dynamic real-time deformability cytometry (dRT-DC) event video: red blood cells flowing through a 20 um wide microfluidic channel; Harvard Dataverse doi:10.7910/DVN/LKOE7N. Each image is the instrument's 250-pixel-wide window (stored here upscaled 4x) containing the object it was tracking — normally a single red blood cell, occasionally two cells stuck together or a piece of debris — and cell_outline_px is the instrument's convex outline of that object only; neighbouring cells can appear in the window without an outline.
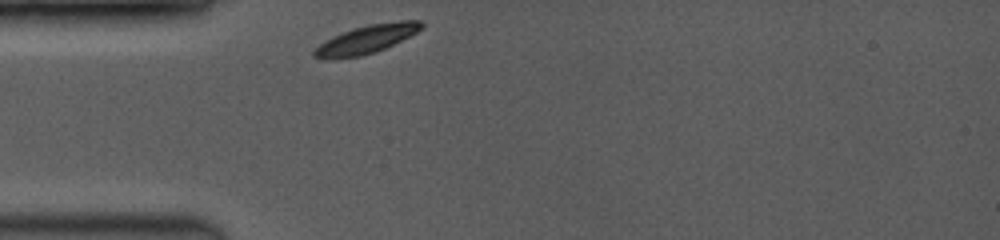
{"species": "common noctule bat (a hibernating species)", "species_latin": "Nyctalus noctula", "temperature_condition": "room temperature", "stored_images_in_passage": 26, "camera_frame_rate_fps": 3500, "um_per_image_px": 0.085, "animal": {"sex": "female", "body_mass_g": 19.0, "forearm_length_mm": 53.3}, "frame": {"image": 1, "passage_image": 1, "time_ms": 0.0, "image_size_px": [1000, 240], "cell_outline_px": [[424, 28], [376, 52], [360, 56], [332, 60], [324, 60], [312, 56], [312, 52], [324, 40], [332, 36], [352, 28], [368, 24], [400, 20], [424, 20]], "centroid_in_image_um": [31.11, 3.34], "position_along_channel_um": 53.9, "area_um2": 17.98}}
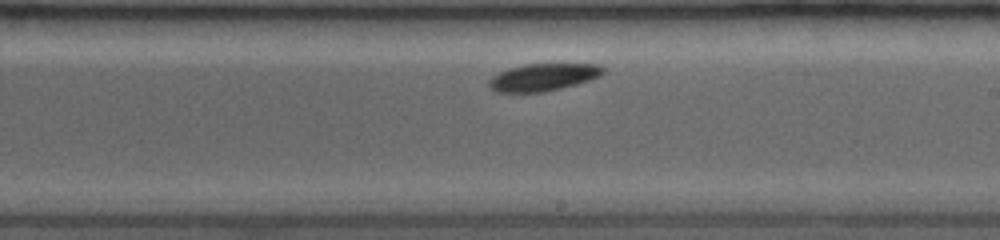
{"frame": {"image": 2, "passage_image": 15, "time_ms": 5.143, "image_size_px": [1000, 240], "cell_outline_px": [[604, 72], [600, 76], [576, 84], [544, 92], [492, 92], [488, 84], [488, 80], [492, 76], [508, 68], [524, 64], [600, 64], [604, 68]], "centroid_in_image_um": [46.13, 6.56], "position_along_channel_um": 242.9, "area_um2": 18.21}}
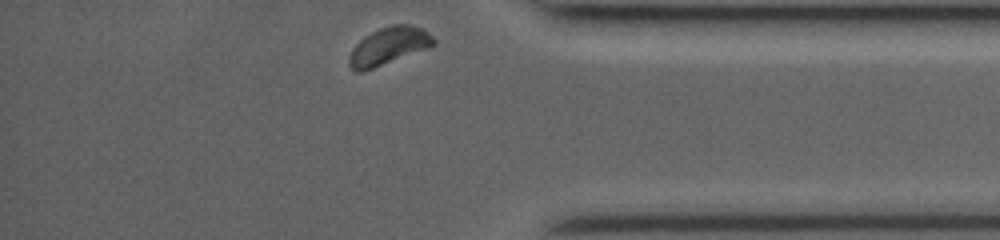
{"frame": {"image": 3, "passage_image": 26, "time_ms": 9.429, "image_size_px": [1000, 240], "cell_outline_px": [[436, 44], [428, 48], [372, 68], [360, 72], [356, 72], [348, 64], [348, 56], [352, 48], [364, 36], [380, 28], [392, 24], [408, 24], [420, 28], [428, 32], [436, 40]], "centroid_in_image_um": [33.02, 3.9], "position_along_channel_um": 402.2, "area_um2": 18.26}, "authors_computed_cell_mechanics": {"area_um2": 18.2359, "velocity_mm_per_s": 3.8263, "shape_relaxation_time_tau1_ms": 2.2115, "shape_relaxation_time_tau2_ms": null, "deformation_change_tau1": 0.1093, "deformation_change_tau2": null}}